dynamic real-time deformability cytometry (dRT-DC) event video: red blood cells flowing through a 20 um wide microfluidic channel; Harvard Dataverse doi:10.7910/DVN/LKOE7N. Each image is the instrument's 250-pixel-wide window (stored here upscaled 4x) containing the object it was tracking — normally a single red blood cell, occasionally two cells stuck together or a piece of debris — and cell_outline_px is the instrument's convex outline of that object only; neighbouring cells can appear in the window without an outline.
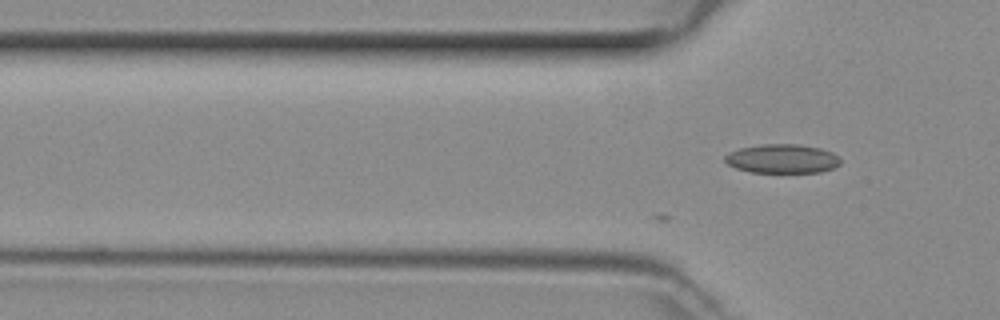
{"species": "common noctule bat (a hibernating species)", "species_latin": "Nyctalus noctula", "temperature_condition": "room temperature", "stored_images_in_passage": 4, "camera_frame_rate_fps": 3000, "um_per_image_px": 0.085, "animal": {"sex": "female", "body_mass_g": 29.2, "forearm_length_mm": 56.3}, "frame": {"image": 1, "passage_image": 4, "time_ms": 1.0, "image_size_px": [1000, 320], "cell_outline_px": [[840, 164], [832, 168], [820, 172], [752, 172], [736, 168], [728, 164], [724, 160], [724, 156], [728, 152], [740, 148], [764, 144], [800, 144], [820, 148], [832, 152], [840, 156]], "centroid_in_image_um": [66.5, 13.48], "position_along_channel_um": 59.3, "area_um2": 19.54}}